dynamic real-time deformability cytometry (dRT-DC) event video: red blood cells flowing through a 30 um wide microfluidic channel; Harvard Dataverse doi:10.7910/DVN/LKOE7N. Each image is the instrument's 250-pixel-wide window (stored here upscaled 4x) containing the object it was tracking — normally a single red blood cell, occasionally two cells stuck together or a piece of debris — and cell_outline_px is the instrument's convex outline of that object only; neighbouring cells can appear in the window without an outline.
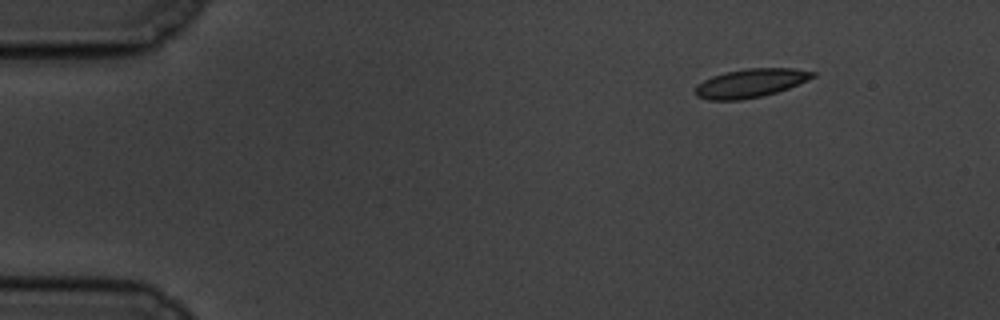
{"species": "common noctule bat (a hibernating species)", "species_latin": "Nyctalus noctula", "temperature_condition": "cold", "stored_images_in_passage": 8, "camera_frame_rate_fps": 3000, "um_per_image_px": 0.085, "animal": {"sex": "male", "body_mass_g": 19.5, "forearm_length_mm": 54.6}, "frame": {"image": 1, "passage_image": 1, "time_ms": 0.0, "image_size_px": [1000, 320], "cell_outline_px": [[816, 76], [808, 80], [788, 88], [776, 92], [760, 96], [740, 100], [708, 100], [696, 96], [696, 84], [712, 76], [724, 72], [744, 68], [792, 68], [816, 72]], "centroid_in_image_um": [63.79, 7.05], "position_along_channel_um": 21.2, "area_um2": 19.59}}